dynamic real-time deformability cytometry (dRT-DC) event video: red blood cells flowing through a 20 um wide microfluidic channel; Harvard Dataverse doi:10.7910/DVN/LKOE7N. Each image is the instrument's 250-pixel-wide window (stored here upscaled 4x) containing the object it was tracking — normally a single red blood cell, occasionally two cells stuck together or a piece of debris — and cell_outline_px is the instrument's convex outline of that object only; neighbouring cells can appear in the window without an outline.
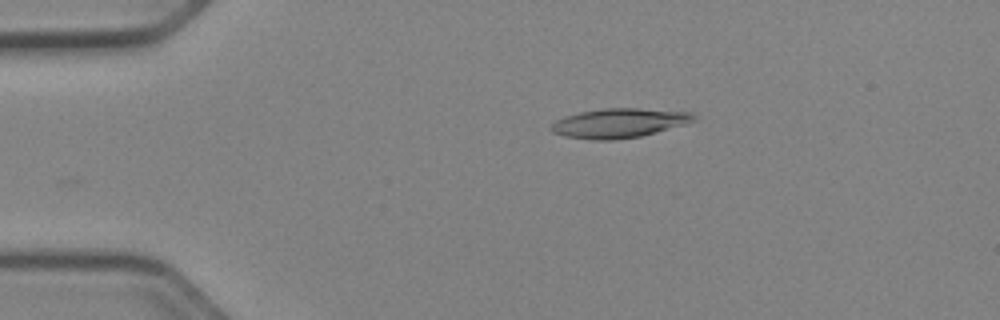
{"species": "Egyptian fruit bat (a non-hibernating species)", "species_latin": "Rousettus aegyptiacus", "temperature_condition": "cold", "stored_images_in_passage": 19, "camera_frame_rate_fps": 3000, "um_per_image_px": 0.085, "animal": {"sex": "female"}, "frame": {"image": 1, "passage_image": 3, "time_ms": 0.667, "image_size_px": [1000, 320], "cell_outline_px": [[700, 120], [656, 132], [640, 136], [616, 140], [592, 140], [564, 136], [552, 132], [548, 128], [556, 120], [564, 116], [580, 112], [604, 108], [636, 108], [692, 112]], "centroid_in_image_um": [52.63, 10.46], "position_along_channel_um": 32.4, "area_um2": 24.62}}
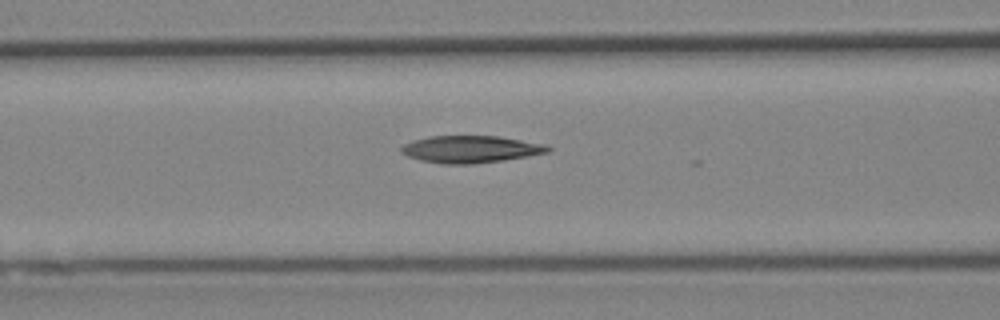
{"frame": {"image": 2, "passage_image": 14, "time_ms": 4.333, "image_size_px": [1000, 320], "cell_outline_px": [[552, 148], [548, 152], [528, 156], [504, 160], [476, 164], [440, 164], [420, 160], [408, 156], [400, 152], [400, 148], [404, 144], [412, 140], [428, 136], [496, 136], [548, 144]], "centroid_in_image_um": [40.0, 12.69], "position_along_channel_um": 126.6, "area_um2": 23.41}}
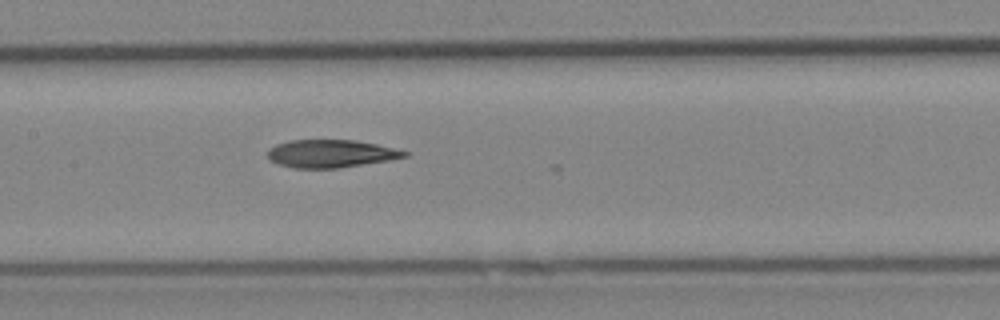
{"frame": {"image": 3, "passage_image": 18, "time_ms": 5.667, "image_size_px": [1000, 320], "cell_outline_px": [[408, 156], [388, 160], [340, 168], [292, 168], [280, 164], [272, 160], [268, 156], [268, 148], [276, 144], [288, 140], [356, 140], [376, 144], [408, 152]], "centroid_in_image_um": [28.09, 13.05], "position_along_channel_um": 179.3, "area_um2": 22.02}}